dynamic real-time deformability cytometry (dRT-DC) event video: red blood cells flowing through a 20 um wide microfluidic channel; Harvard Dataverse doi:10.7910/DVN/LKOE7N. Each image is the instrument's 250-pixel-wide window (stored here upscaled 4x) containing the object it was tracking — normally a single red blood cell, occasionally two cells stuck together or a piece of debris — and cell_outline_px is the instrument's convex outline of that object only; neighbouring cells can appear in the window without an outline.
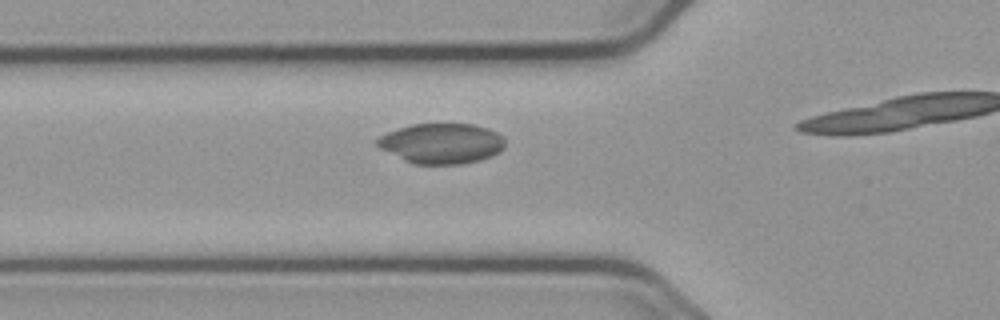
{"species": "common noctule bat (a hibernating species)", "species_latin": "Nyctalus noctula", "temperature_condition": "cold", "stored_images_in_passage": 10, "camera_frame_rate_fps": 3000, "um_per_image_px": 0.085, "animal": {"sex": "male", "body_mass_g": 23.1, "forearm_length_mm": 52.7}, "frame": {"image": 1, "passage_image": 6, "time_ms": 1.667, "image_size_px": [1000, 320], "cell_outline_px": [[504, 148], [500, 152], [492, 156], [480, 160], [460, 164], [416, 164], [404, 160], [380, 148], [376, 144], [376, 140], [380, 136], [388, 132], [412, 124], [472, 124], [488, 128], [504, 136]], "centroid_in_image_um": [37.57, 12.19], "position_along_channel_um": 88.2, "area_um2": 29.94}}
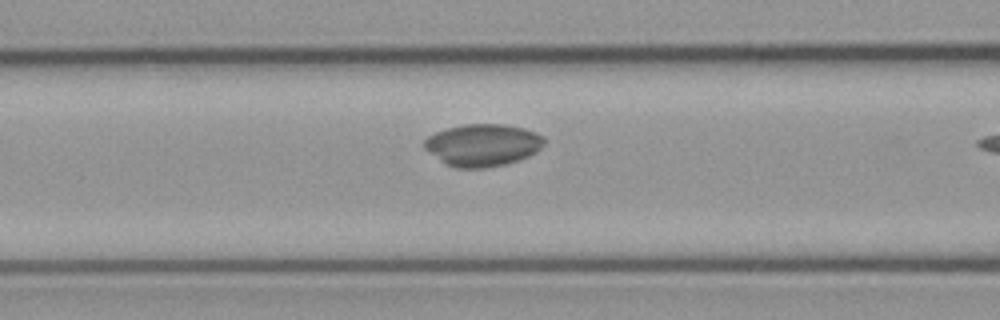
{"frame": {"image": 2, "passage_image": 9, "time_ms": 2.667, "image_size_px": [1000, 320], "cell_outline_px": [[544, 144], [536, 152], [528, 156], [504, 164], [484, 168], [456, 168], [444, 164], [424, 148], [424, 140], [428, 136], [436, 132], [448, 128], [464, 124], [504, 124], [524, 128], [536, 132], [544, 136]], "centroid_in_image_um": [41.02, 12.32], "position_along_channel_um": 125.6, "area_um2": 29.48}}